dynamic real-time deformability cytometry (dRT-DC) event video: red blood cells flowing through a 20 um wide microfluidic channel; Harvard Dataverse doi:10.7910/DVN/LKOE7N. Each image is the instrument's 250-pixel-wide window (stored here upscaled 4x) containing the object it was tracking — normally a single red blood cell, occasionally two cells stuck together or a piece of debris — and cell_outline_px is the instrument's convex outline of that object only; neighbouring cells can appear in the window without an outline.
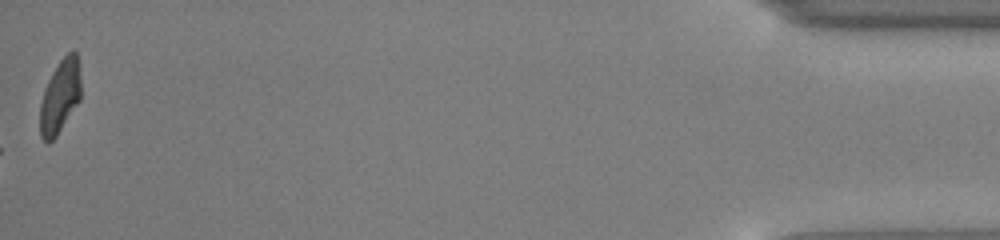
{"species": "common noctule bat (a hibernating species)", "species_latin": "Nyctalus noctula", "temperature_condition": "cold", "stored_images_in_passage": 51, "camera_frame_rate_fps": 3000, "um_per_image_px": 0.085, "animal": {"sex": "male", "body_mass_g": 13.0, "forearm_length_mm": 53.1}, "frame": {"image": 1, "passage_image": 51, "time_ms": 16.667, "image_size_px": [1000, 240], "cell_outline_px": [[80, 100], [56, 136], [48, 144], [40, 136], [40, 104], [44, 88], [52, 72], [60, 60], [72, 48], [76, 52], [80, 80]], "centroid_in_image_um": [5.09, 8.2], "position_along_channel_um": 430.1, "area_um2": 17.4}, "authors_computed_cell_mechanics": {"area_um2": 12.716, "velocity_mm_per_s": 3.9335, "shape_relaxation_time_tau1_ms": 2.256, "shape_relaxation_time_tau2_ms": null, "deformation_change_tau1": 0.0651, "deformation_change_tau2": null}}